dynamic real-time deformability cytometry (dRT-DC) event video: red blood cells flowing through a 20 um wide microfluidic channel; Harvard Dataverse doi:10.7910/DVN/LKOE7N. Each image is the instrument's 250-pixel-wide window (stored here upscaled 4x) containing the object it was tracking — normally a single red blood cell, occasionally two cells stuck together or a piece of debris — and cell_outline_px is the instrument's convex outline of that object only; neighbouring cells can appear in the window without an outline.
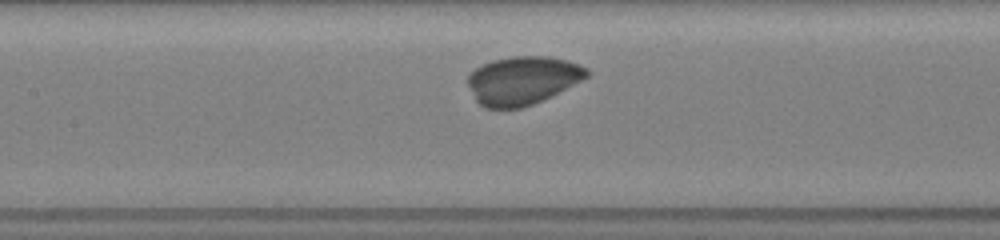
{"species": "common noctule bat (a hibernating species)", "species_latin": "Nyctalus noctula", "temperature_condition": "room temperature", "stored_images_in_passage": 41, "camera_frame_rate_fps": 3000, "um_per_image_px": 0.085, "animal": {"sex": "female", "body_mass_g": 19.5, "forearm_length_mm": 54.1}, "frame": {"image": 1, "passage_image": 11, "time_ms": 2.333, "image_size_px": [1000, 240], "cell_outline_px": [[588, 76], [544, 100], [520, 108], [484, 108], [476, 100], [468, 84], [468, 76], [476, 68], [492, 60], [512, 56], [548, 56], [568, 60], [580, 64], [588, 68]], "centroid_in_image_um": [44.43, 6.82], "position_along_channel_um": 163.0, "area_um2": 33.35}}